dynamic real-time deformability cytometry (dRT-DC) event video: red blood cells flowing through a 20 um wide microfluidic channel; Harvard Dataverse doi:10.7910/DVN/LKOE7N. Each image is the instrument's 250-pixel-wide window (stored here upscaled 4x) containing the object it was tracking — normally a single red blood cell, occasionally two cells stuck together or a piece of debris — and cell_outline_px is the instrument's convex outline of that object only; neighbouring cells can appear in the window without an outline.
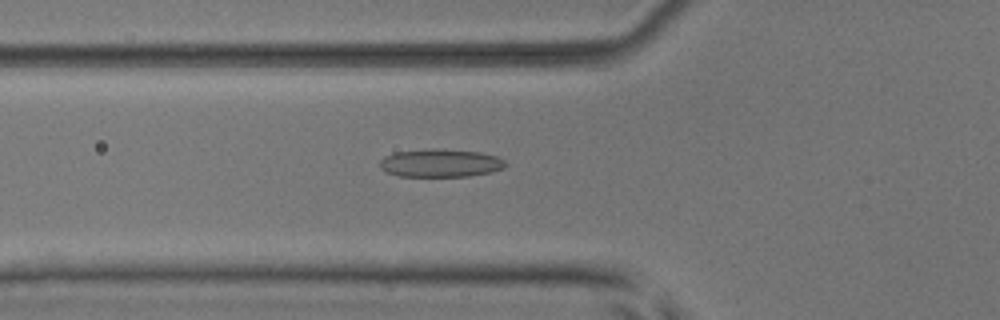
{"species": "common noctule bat (a hibernating species)", "species_latin": "Nyctalus noctula", "temperature_condition": "room temperature", "stored_images_in_passage": 46, "camera_frame_rate_fps": 3000, "um_per_image_px": 0.085, "animal": {"sex": "male", "body_mass_g": 17.9, "forearm_length_mm": 54.2}, "frame": {"image": 1, "passage_image": 13, "time_ms": 4.0, "image_size_px": [1000, 320], "cell_outline_px": [[508, 164], [504, 168], [492, 172], [468, 176], [400, 176], [388, 172], [380, 168], [380, 160], [384, 156], [396, 152], [432, 148], [480, 152], [496, 156], [504, 160]], "centroid_in_image_um": [37.46, 13.86], "position_along_channel_um": 88.3, "area_um2": 20.52}}
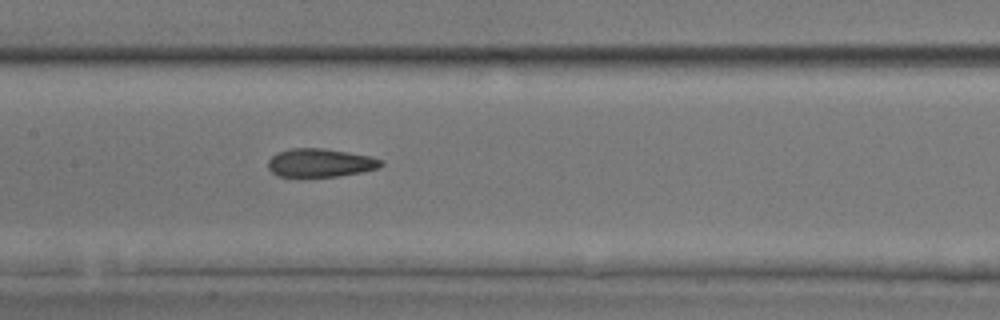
{"frame": {"image": 2, "passage_image": 20, "time_ms": 6.333, "image_size_px": [1000, 320], "cell_outline_px": [[384, 164], [376, 168], [360, 172], [340, 176], [276, 176], [268, 168], [268, 160], [276, 152], [288, 148], [324, 148], [348, 152], [368, 156], [384, 160]], "centroid_in_image_um": [27.19, 13.82], "position_along_channel_um": 180.2, "area_um2": 18.67}}
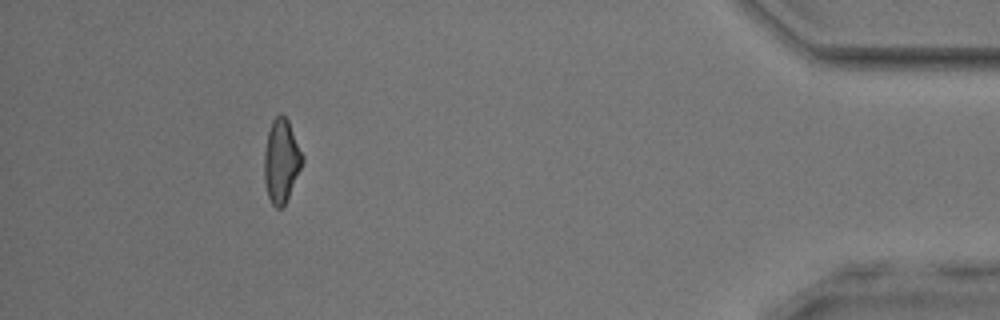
{"frame": {"image": 3, "passage_image": 42, "time_ms": 13.667, "image_size_px": [1000, 320], "cell_outline_px": [[304, 160], [288, 196], [284, 204], [280, 208], [276, 208], [272, 204], [268, 196], [264, 180], [264, 152], [268, 132], [272, 120], [280, 112], [288, 120], [304, 156]], "centroid_in_image_um": [23.9, 13.64], "position_along_channel_um": 411.3, "area_um2": 18.38}, "authors_computed_cell_mechanics": {"area_um2": 19.0451, "velocity_mm_per_s": 3.9259, "shape_relaxation_time_tau1_ms": 10.1866, "shape_relaxation_time_tau2_ms": 2.3342, "deformation_change_tau1": 0.244, "deformation_change_tau2": 0.1159}}